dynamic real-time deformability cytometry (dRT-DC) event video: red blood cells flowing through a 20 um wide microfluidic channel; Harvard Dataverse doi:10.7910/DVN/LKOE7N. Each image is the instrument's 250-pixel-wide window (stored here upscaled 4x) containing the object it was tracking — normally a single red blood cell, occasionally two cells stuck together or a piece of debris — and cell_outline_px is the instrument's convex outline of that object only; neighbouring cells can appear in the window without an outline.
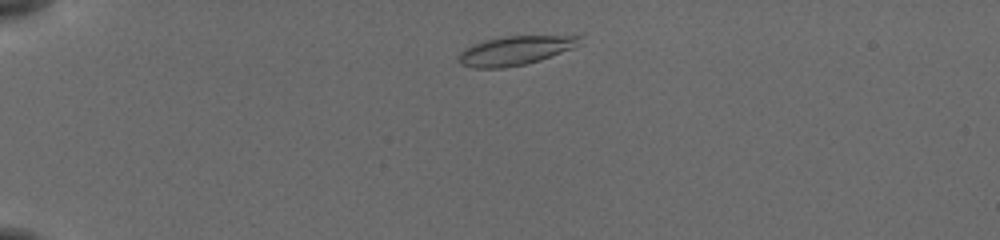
{"species": "common noctule bat (a hibernating species)", "species_latin": "Nyctalus noctula", "temperature_condition": "cold", "stored_images_in_passage": 45, "camera_frame_rate_fps": 3000, "um_per_image_px": 0.085, "animal": {"sex": "female", "body_mass_g": 19.5, "forearm_length_mm": 54.1}, "frame": {"image": 1, "passage_image": 4, "time_ms": 1.0, "image_size_px": [1000, 240], "cell_outline_px": [[568, 48], [548, 56], [524, 64], [488, 68], [464, 64], [460, 60], [460, 56], [468, 48], [492, 40], [516, 36], [552, 36], [568, 40]], "centroid_in_image_um": [43.58, 4.34], "position_along_channel_um": 41.4, "area_um2": 17.34}}
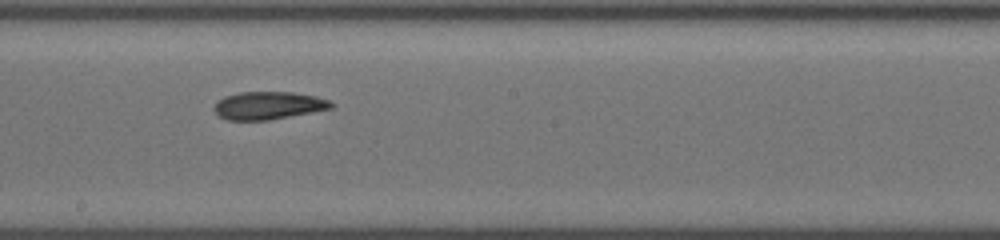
{"frame": {"image": 2, "passage_image": 23, "time_ms": 7.333, "image_size_px": [1000, 240], "cell_outline_px": [[332, 104], [328, 108], [264, 120], [232, 120], [220, 116], [216, 112], [216, 104], [220, 100], [228, 96], [244, 92], [284, 92], [312, 96], [328, 100]], "centroid_in_image_um": [22.75, 8.96], "position_along_channel_um": 225.4, "area_um2": 17.69}}
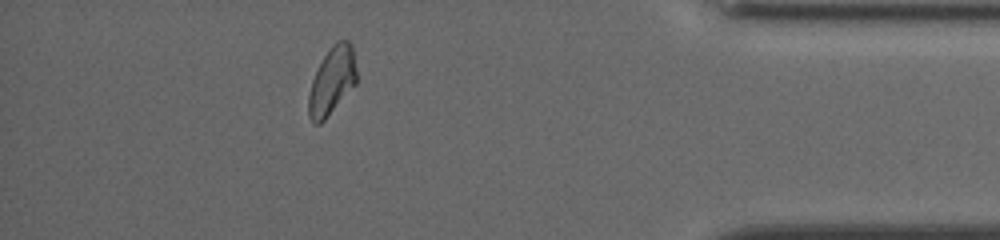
{"frame": {"image": 3, "passage_image": 40, "time_ms": 13.0, "image_size_px": [1000, 240], "cell_outline_px": [[356, 84], [324, 120], [320, 124], [316, 124], [312, 120], [308, 112], [308, 100], [312, 80], [324, 56], [340, 40], [348, 40], [352, 48], [356, 72]], "centroid_in_image_um": [28.22, 6.91], "position_along_channel_um": 407.0, "area_um2": 18.21}, "authors_computed_cell_mechanics": {"area_um2": 17.6868, "velocity_mm_per_s": 3.78, "shape_relaxation_time_tau1_ms": 3.2458, "shape_relaxation_time_tau2_ms": 2.7411, "deformation_change_tau1": 0.1474, "deformation_change_tau2": 0.0994}}